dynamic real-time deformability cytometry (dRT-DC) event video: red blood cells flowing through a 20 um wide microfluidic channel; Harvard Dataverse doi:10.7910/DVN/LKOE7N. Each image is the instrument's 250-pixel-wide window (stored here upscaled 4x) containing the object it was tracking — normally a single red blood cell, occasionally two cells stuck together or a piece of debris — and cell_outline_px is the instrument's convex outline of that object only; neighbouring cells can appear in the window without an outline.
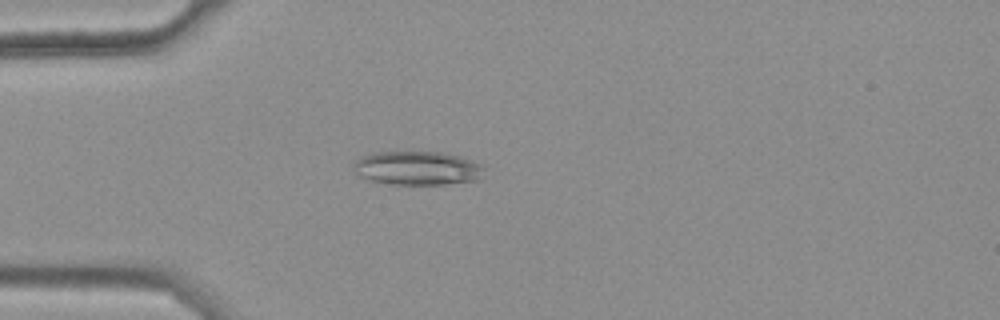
{"species": "common noctule bat (a hibernating species)", "species_latin": "Nyctalus noctula", "temperature_condition": "warm", "stored_images_in_passage": 42, "camera_frame_rate_fps": 3000, "um_per_image_px": 0.085, "animal": {"sex": "female", "body_mass_g": 25.1}, "frame": {"image": 1, "passage_image": 9, "time_ms": 2.667, "image_size_px": [1000, 320], "cell_outline_px": [[484, 168], [476, 180], [444, 184], [392, 184], [372, 180], [360, 176], [356, 172], [352, 164], [356, 160], [372, 152], [444, 152], [460, 156], [484, 164]], "centroid_in_image_um": [35.48, 14.27], "position_along_channel_um": 49.5, "area_um2": 25.55}}
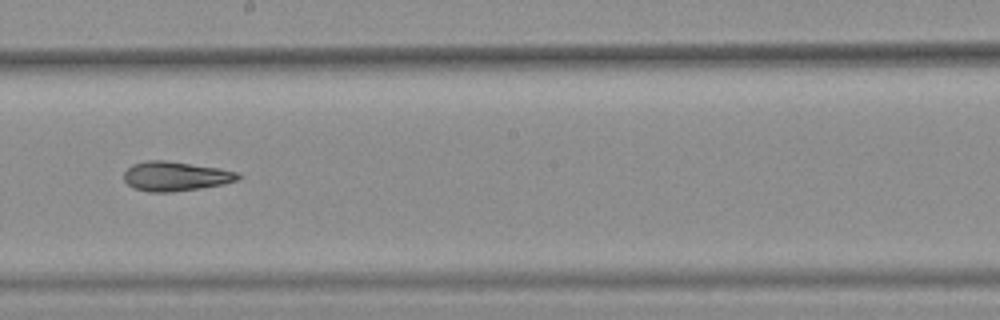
{"frame": {"image": 2, "passage_image": 25, "time_ms": 8.0, "image_size_px": [1000, 320], "cell_outline_px": [[244, 176], [236, 180], [224, 184], [168, 192], [148, 192], [136, 188], [128, 184], [124, 180], [124, 172], [132, 164], [148, 160], [168, 160], [220, 168], [240, 172]], "centroid_in_image_um": [14.95, 14.96], "position_along_channel_um": 233.3, "area_um2": 19.59}}
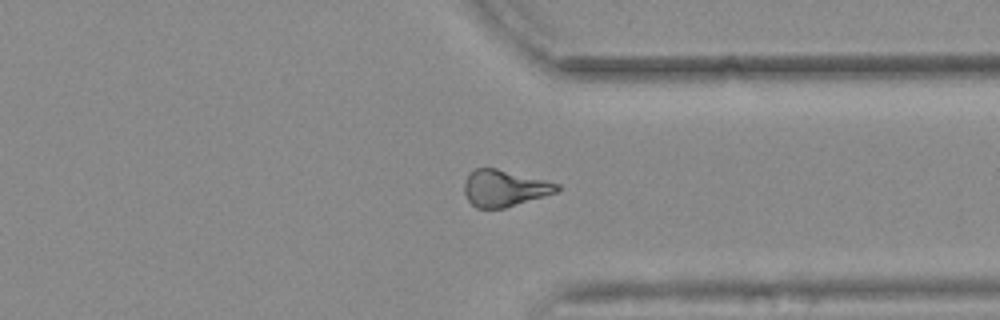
{"frame": {"image": 3, "passage_image": 36, "time_ms": 11.667, "image_size_px": [1000, 320], "cell_outline_px": [[560, 188], [556, 192], [544, 196], [504, 208], [476, 208], [468, 200], [464, 192], [464, 180], [468, 172], [476, 168], [496, 168], [548, 180], [560, 184]], "centroid_in_image_um": [42.86, 15.98], "position_along_channel_um": 368.5, "area_um2": 19.88}, "authors_computed_cell_mechanics": {"area_um2": 19.9121, "velocity_mm_per_s": 3.6964, "shape_relaxation_time_tau1_ms": null, "shape_relaxation_time_tau2_ms": 3.8012, "deformation_change_tau1": null, "deformation_change_tau2": 0.1286}}